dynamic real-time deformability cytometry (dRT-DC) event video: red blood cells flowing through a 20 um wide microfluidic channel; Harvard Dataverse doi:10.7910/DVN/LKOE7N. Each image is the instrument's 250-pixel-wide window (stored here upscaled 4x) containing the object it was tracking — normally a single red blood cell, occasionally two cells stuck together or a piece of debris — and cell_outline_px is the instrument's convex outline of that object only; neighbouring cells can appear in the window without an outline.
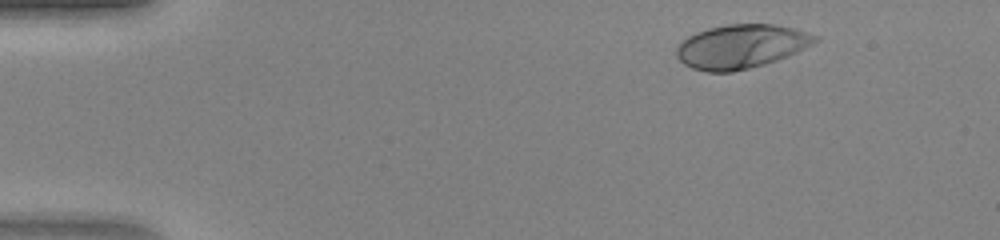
{"species": "human", "species_latin": "Homo sapiens", "temperature_condition": "warm", "stored_images_in_passage": 43, "camera_frame_rate_fps": 3000, "um_per_image_px": 0.085, "donor": {"sex": "female"}, "frame": {"image": 1, "passage_image": 2, "time_ms": 0.333, "image_size_px": [1000, 240], "cell_outline_px": [[820, 40], [796, 52], [776, 60], [764, 64], [732, 72], [708, 72], [692, 68], [684, 64], [676, 56], [676, 48], [688, 36], [696, 32], [708, 28], [728, 24], [772, 24], [792, 28], [820, 36]], "centroid_in_image_um": [62.98, 3.94], "position_along_channel_um": 22.0, "area_um2": 35.2}}
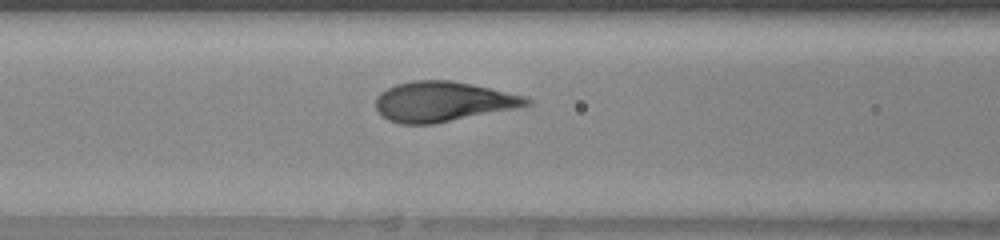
{"frame": {"image": 2, "passage_image": 16, "time_ms": 5.0, "image_size_px": [1000, 240], "cell_outline_px": [[532, 104], [520, 108], [432, 124], [400, 124], [388, 120], [376, 108], [376, 96], [380, 92], [396, 84], [412, 80], [448, 80], [528, 96], [532, 100]], "centroid_in_image_um": [37.68, 8.64], "position_along_channel_um": 128.9, "area_um2": 35.2}}
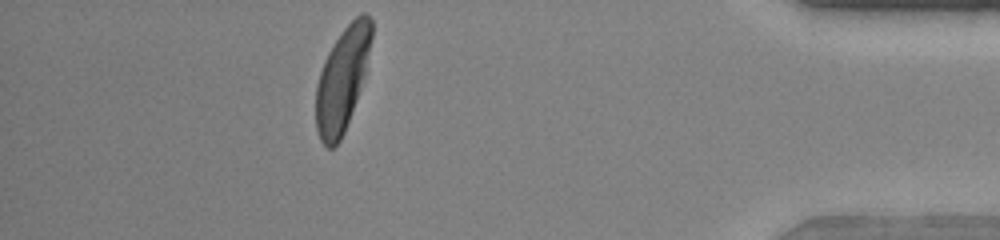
{"frame": {"image": 3, "passage_image": 38, "time_ms": 12.333, "image_size_px": [1000, 240], "cell_outline_px": [[372, 36], [364, 76], [356, 100], [344, 132], [340, 140], [332, 148], [328, 148], [320, 140], [316, 128], [316, 84], [324, 60], [328, 52], [344, 28], [360, 12], [364, 12], [372, 20]], "centroid_in_image_um": [29.08, 6.73], "position_along_channel_um": 406.1, "area_um2": 33.12}}